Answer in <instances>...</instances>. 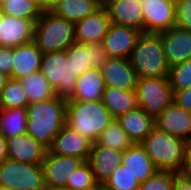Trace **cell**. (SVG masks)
Segmentation results:
<instances>
[{"instance_id": "6da1fadb", "label": "cell", "mask_w": 191, "mask_h": 190, "mask_svg": "<svg viewBox=\"0 0 191 190\" xmlns=\"http://www.w3.org/2000/svg\"><path fill=\"white\" fill-rule=\"evenodd\" d=\"M66 105L67 101L58 96L30 103L26 108V133L49 149L55 136L66 125Z\"/></svg>"}, {"instance_id": "7a4b0ae2", "label": "cell", "mask_w": 191, "mask_h": 190, "mask_svg": "<svg viewBox=\"0 0 191 190\" xmlns=\"http://www.w3.org/2000/svg\"><path fill=\"white\" fill-rule=\"evenodd\" d=\"M115 119L101 100L67 101L66 125L95 143Z\"/></svg>"}, {"instance_id": "3957f363", "label": "cell", "mask_w": 191, "mask_h": 190, "mask_svg": "<svg viewBox=\"0 0 191 190\" xmlns=\"http://www.w3.org/2000/svg\"><path fill=\"white\" fill-rule=\"evenodd\" d=\"M129 60L138 79L168 76L170 67L159 33L142 32Z\"/></svg>"}, {"instance_id": "277c9868", "label": "cell", "mask_w": 191, "mask_h": 190, "mask_svg": "<svg viewBox=\"0 0 191 190\" xmlns=\"http://www.w3.org/2000/svg\"><path fill=\"white\" fill-rule=\"evenodd\" d=\"M140 144L145 148L158 170L183 174L184 139L159 131L154 127Z\"/></svg>"}, {"instance_id": "5b68a950", "label": "cell", "mask_w": 191, "mask_h": 190, "mask_svg": "<svg viewBox=\"0 0 191 190\" xmlns=\"http://www.w3.org/2000/svg\"><path fill=\"white\" fill-rule=\"evenodd\" d=\"M33 41L43 54L66 50L75 42L74 22L43 10L35 23Z\"/></svg>"}, {"instance_id": "8992f818", "label": "cell", "mask_w": 191, "mask_h": 190, "mask_svg": "<svg viewBox=\"0 0 191 190\" xmlns=\"http://www.w3.org/2000/svg\"><path fill=\"white\" fill-rule=\"evenodd\" d=\"M138 106L153 120L173 103L168 77L139 78L135 87Z\"/></svg>"}, {"instance_id": "52a82bcc", "label": "cell", "mask_w": 191, "mask_h": 190, "mask_svg": "<svg viewBox=\"0 0 191 190\" xmlns=\"http://www.w3.org/2000/svg\"><path fill=\"white\" fill-rule=\"evenodd\" d=\"M39 71L47 79L59 98L70 100L76 88V77L69 68L66 50L43 54Z\"/></svg>"}, {"instance_id": "ba28073f", "label": "cell", "mask_w": 191, "mask_h": 190, "mask_svg": "<svg viewBox=\"0 0 191 190\" xmlns=\"http://www.w3.org/2000/svg\"><path fill=\"white\" fill-rule=\"evenodd\" d=\"M0 185L10 190H44L42 165L6 159L0 164Z\"/></svg>"}, {"instance_id": "9c48e42d", "label": "cell", "mask_w": 191, "mask_h": 190, "mask_svg": "<svg viewBox=\"0 0 191 190\" xmlns=\"http://www.w3.org/2000/svg\"><path fill=\"white\" fill-rule=\"evenodd\" d=\"M70 72L76 78L92 68H100L110 59L102 43L81 44L74 42L66 49Z\"/></svg>"}, {"instance_id": "30bf717a", "label": "cell", "mask_w": 191, "mask_h": 190, "mask_svg": "<svg viewBox=\"0 0 191 190\" xmlns=\"http://www.w3.org/2000/svg\"><path fill=\"white\" fill-rule=\"evenodd\" d=\"M141 34L137 28L111 23L102 45L110 58L129 59Z\"/></svg>"}, {"instance_id": "8fae6325", "label": "cell", "mask_w": 191, "mask_h": 190, "mask_svg": "<svg viewBox=\"0 0 191 190\" xmlns=\"http://www.w3.org/2000/svg\"><path fill=\"white\" fill-rule=\"evenodd\" d=\"M145 33H160L174 27L175 7L169 0H141Z\"/></svg>"}, {"instance_id": "7c38bea8", "label": "cell", "mask_w": 191, "mask_h": 190, "mask_svg": "<svg viewBox=\"0 0 191 190\" xmlns=\"http://www.w3.org/2000/svg\"><path fill=\"white\" fill-rule=\"evenodd\" d=\"M83 162L79 157L54 155L48 150L41 164L46 186L65 188L68 178Z\"/></svg>"}, {"instance_id": "4fadbf2b", "label": "cell", "mask_w": 191, "mask_h": 190, "mask_svg": "<svg viewBox=\"0 0 191 190\" xmlns=\"http://www.w3.org/2000/svg\"><path fill=\"white\" fill-rule=\"evenodd\" d=\"M111 21L102 5L94 13L74 23L75 42L81 44L102 43Z\"/></svg>"}, {"instance_id": "5bb4252c", "label": "cell", "mask_w": 191, "mask_h": 190, "mask_svg": "<svg viewBox=\"0 0 191 190\" xmlns=\"http://www.w3.org/2000/svg\"><path fill=\"white\" fill-rule=\"evenodd\" d=\"M159 34L169 67L191 59V31L173 27Z\"/></svg>"}, {"instance_id": "9a60e30c", "label": "cell", "mask_w": 191, "mask_h": 190, "mask_svg": "<svg viewBox=\"0 0 191 190\" xmlns=\"http://www.w3.org/2000/svg\"><path fill=\"white\" fill-rule=\"evenodd\" d=\"M100 71L106 87L135 90L138 78L129 59L110 58L100 67Z\"/></svg>"}, {"instance_id": "2e32d148", "label": "cell", "mask_w": 191, "mask_h": 190, "mask_svg": "<svg viewBox=\"0 0 191 190\" xmlns=\"http://www.w3.org/2000/svg\"><path fill=\"white\" fill-rule=\"evenodd\" d=\"M91 147L92 142L89 139L65 125L48 150L54 155L79 157L87 161Z\"/></svg>"}, {"instance_id": "e0dca14e", "label": "cell", "mask_w": 191, "mask_h": 190, "mask_svg": "<svg viewBox=\"0 0 191 190\" xmlns=\"http://www.w3.org/2000/svg\"><path fill=\"white\" fill-rule=\"evenodd\" d=\"M111 23L137 28L144 32V17L140 0H103Z\"/></svg>"}, {"instance_id": "ac0fdd59", "label": "cell", "mask_w": 191, "mask_h": 190, "mask_svg": "<svg viewBox=\"0 0 191 190\" xmlns=\"http://www.w3.org/2000/svg\"><path fill=\"white\" fill-rule=\"evenodd\" d=\"M8 159L26 164H42L48 149L29 134L6 138Z\"/></svg>"}, {"instance_id": "d6986e66", "label": "cell", "mask_w": 191, "mask_h": 190, "mask_svg": "<svg viewBox=\"0 0 191 190\" xmlns=\"http://www.w3.org/2000/svg\"><path fill=\"white\" fill-rule=\"evenodd\" d=\"M35 23L3 14L0 21V46L13 48L33 41Z\"/></svg>"}, {"instance_id": "ffe728a7", "label": "cell", "mask_w": 191, "mask_h": 190, "mask_svg": "<svg viewBox=\"0 0 191 190\" xmlns=\"http://www.w3.org/2000/svg\"><path fill=\"white\" fill-rule=\"evenodd\" d=\"M154 127L172 136L188 139L191 137V112L173 102L154 120Z\"/></svg>"}, {"instance_id": "44dd1931", "label": "cell", "mask_w": 191, "mask_h": 190, "mask_svg": "<svg viewBox=\"0 0 191 190\" xmlns=\"http://www.w3.org/2000/svg\"><path fill=\"white\" fill-rule=\"evenodd\" d=\"M123 153L124 151L121 150L92 143L87 162L99 184H103L115 167L121 164Z\"/></svg>"}, {"instance_id": "7402d4cb", "label": "cell", "mask_w": 191, "mask_h": 190, "mask_svg": "<svg viewBox=\"0 0 191 190\" xmlns=\"http://www.w3.org/2000/svg\"><path fill=\"white\" fill-rule=\"evenodd\" d=\"M43 53L34 41L14 47L12 75L9 78L21 79L39 71Z\"/></svg>"}, {"instance_id": "603a6c76", "label": "cell", "mask_w": 191, "mask_h": 190, "mask_svg": "<svg viewBox=\"0 0 191 190\" xmlns=\"http://www.w3.org/2000/svg\"><path fill=\"white\" fill-rule=\"evenodd\" d=\"M121 164L140 182L153 176L158 169L140 143H133L123 153Z\"/></svg>"}, {"instance_id": "cb8c5ba5", "label": "cell", "mask_w": 191, "mask_h": 190, "mask_svg": "<svg viewBox=\"0 0 191 190\" xmlns=\"http://www.w3.org/2000/svg\"><path fill=\"white\" fill-rule=\"evenodd\" d=\"M106 84L103 80L100 68H92L77 77L76 88L73 97L67 101H99Z\"/></svg>"}, {"instance_id": "d4e9b609", "label": "cell", "mask_w": 191, "mask_h": 190, "mask_svg": "<svg viewBox=\"0 0 191 190\" xmlns=\"http://www.w3.org/2000/svg\"><path fill=\"white\" fill-rule=\"evenodd\" d=\"M116 120L133 143H141L154 128V120L139 106Z\"/></svg>"}, {"instance_id": "484cf974", "label": "cell", "mask_w": 191, "mask_h": 190, "mask_svg": "<svg viewBox=\"0 0 191 190\" xmlns=\"http://www.w3.org/2000/svg\"><path fill=\"white\" fill-rule=\"evenodd\" d=\"M102 5L103 0H57L50 11L75 23L94 13Z\"/></svg>"}, {"instance_id": "4316f807", "label": "cell", "mask_w": 191, "mask_h": 190, "mask_svg": "<svg viewBox=\"0 0 191 190\" xmlns=\"http://www.w3.org/2000/svg\"><path fill=\"white\" fill-rule=\"evenodd\" d=\"M101 101L114 119L138 107L135 90L126 91L119 90L118 88L106 87Z\"/></svg>"}, {"instance_id": "83f0119b", "label": "cell", "mask_w": 191, "mask_h": 190, "mask_svg": "<svg viewBox=\"0 0 191 190\" xmlns=\"http://www.w3.org/2000/svg\"><path fill=\"white\" fill-rule=\"evenodd\" d=\"M29 103L42 102L56 96L55 90L40 71L20 79Z\"/></svg>"}, {"instance_id": "f1b7e54d", "label": "cell", "mask_w": 191, "mask_h": 190, "mask_svg": "<svg viewBox=\"0 0 191 190\" xmlns=\"http://www.w3.org/2000/svg\"><path fill=\"white\" fill-rule=\"evenodd\" d=\"M26 123V109H0V134L5 138L26 134Z\"/></svg>"}, {"instance_id": "f546056e", "label": "cell", "mask_w": 191, "mask_h": 190, "mask_svg": "<svg viewBox=\"0 0 191 190\" xmlns=\"http://www.w3.org/2000/svg\"><path fill=\"white\" fill-rule=\"evenodd\" d=\"M0 8L4 15L27 19L31 22H36L43 11L36 0H0Z\"/></svg>"}, {"instance_id": "4dcf8cb0", "label": "cell", "mask_w": 191, "mask_h": 190, "mask_svg": "<svg viewBox=\"0 0 191 190\" xmlns=\"http://www.w3.org/2000/svg\"><path fill=\"white\" fill-rule=\"evenodd\" d=\"M27 94L19 79L9 78L0 94V109L23 108L29 105Z\"/></svg>"}, {"instance_id": "1f68e13d", "label": "cell", "mask_w": 191, "mask_h": 190, "mask_svg": "<svg viewBox=\"0 0 191 190\" xmlns=\"http://www.w3.org/2000/svg\"><path fill=\"white\" fill-rule=\"evenodd\" d=\"M96 143L121 151L133 144L116 119L102 131Z\"/></svg>"}, {"instance_id": "d6a6232c", "label": "cell", "mask_w": 191, "mask_h": 190, "mask_svg": "<svg viewBox=\"0 0 191 190\" xmlns=\"http://www.w3.org/2000/svg\"><path fill=\"white\" fill-rule=\"evenodd\" d=\"M99 183L87 161H84L67 180V190H95Z\"/></svg>"}, {"instance_id": "836d02e7", "label": "cell", "mask_w": 191, "mask_h": 190, "mask_svg": "<svg viewBox=\"0 0 191 190\" xmlns=\"http://www.w3.org/2000/svg\"><path fill=\"white\" fill-rule=\"evenodd\" d=\"M103 184L111 190H138L140 187V182L122 164L115 167Z\"/></svg>"}, {"instance_id": "e575fe53", "label": "cell", "mask_w": 191, "mask_h": 190, "mask_svg": "<svg viewBox=\"0 0 191 190\" xmlns=\"http://www.w3.org/2000/svg\"><path fill=\"white\" fill-rule=\"evenodd\" d=\"M167 77L173 93L191 87V59L170 67Z\"/></svg>"}, {"instance_id": "d590c367", "label": "cell", "mask_w": 191, "mask_h": 190, "mask_svg": "<svg viewBox=\"0 0 191 190\" xmlns=\"http://www.w3.org/2000/svg\"><path fill=\"white\" fill-rule=\"evenodd\" d=\"M177 172L158 170L153 176L140 183L138 190H173Z\"/></svg>"}, {"instance_id": "8d00e7d4", "label": "cell", "mask_w": 191, "mask_h": 190, "mask_svg": "<svg viewBox=\"0 0 191 190\" xmlns=\"http://www.w3.org/2000/svg\"><path fill=\"white\" fill-rule=\"evenodd\" d=\"M174 27L191 31V0H183L176 5Z\"/></svg>"}, {"instance_id": "74e56055", "label": "cell", "mask_w": 191, "mask_h": 190, "mask_svg": "<svg viewBox=\"0 0 191 190\" xmlns=\"http://www.w3.org/2000/svg\"><path fill=\"white\" fill-rule=\"evenodd\" d=\"M14 47L0 46V72L12 75Z\"/></svg>"}, {"instance_id": "f35d334b", "label": "cell", "mask_w": 191, "mask_h": 190, "mask_svg": "<svg viewBox=\"0 0 191 190\" xmlns=\"http://www.w3.org/2000/svg\"><path fill=\"white\" fill-rule=\"evenodd\" d=\"M173 102L184 110L191 112V87L175 91Z\"/></svg>"}, {"instance_id": "ab89813d", "label": "cell", "mask_w": 191, "mask_h": 190, "mask_svg": "<svg viewBox=\"0 0 191 190\" xmlns=\"http://www.w3.org/2000/svg\"><path fill=\"white\" fill-rule=\"evenodd\" d=\"M173 190H191V177L182 173L176 175Z\"/></svg>"}, {"instance_id": "60d3db41", "label": "cell", "mask_w": 191, "mask_h": 190, "mask_svg": "<svg viewBox=\"0 0 191 190\" xmlns=\"http://www.w3.org/2000/svg\"><path fill=\"white\" fill-rule=\"evenodd\" d=\"M183 174H191V137L185 139Z\"/></svg>"}, {"instance_id": "b9f144b4", "label": "cell", "mask_w": 191, "mask_h": 190, "mask_svg": "<svg viewBox=\"0 0 191 190\" xmlns=\"http://www.w3.org/2000/svg\"><path fill=\"white\" fill-rule=\"evenodd\" d=\"M6 159H8L7 140L2 134H0V164H2Z\"/></svg>"}, {"instance_id": "7bdbcfd3", "label": "cell", "mask_w": 191, "mask_h": 190, "mask_svg": "<svg viewBox=\"0 0 191 190\" xmlns=\"http://www.w3.org/2000/svg\"><path fill=\"white\" fill-rule=\"evenodd\" d=\"M36 2L42 10H50L57 0H36Z\"/></svg>"}, {"instance_id": "ee69618b", "label": "cell", "mask_w": 191, "mask_h": 190, "mask_svg": "<svg viewBox=\"0 0 191 190\" xmlns=\"http://www.w3.org/2000/svg\"><path fill=\"white\" fill-rule=\"evenodd\" d=\"M8 79L9 77L6 74L0 72V94L2 92V89L6 86V82Z\"/></svg>"}, {"instance_id": "f6af8a7d", "label": "cell", "mask_w": 191, "mask_h": 190, "mask_svg": "<svg viewBox=\"0 0 191 190\" xmlns=\"http://www.w3.org/2000/svg\"><path fill=\"white\" fill-rule=\"evenodd\" d=\"M95 190H111V189L106 187L104 184H98Z\"/></svg>"}, {"instance_id": "bcb514c9", "label": "cell", "mask_w": 191, "mask_h": 190, "mask_svg": "<svg viewBox=\"0 0 191 190\" xmlns=\"http://www.w3.org/2000/svg\"><path fill=\"white\" fill-rule=\"evenodd\" d=\"M44 190H67V189L61 188V187H48V186H46V188Z\"/></svg>"}, {"instance_id": "7dc6e473", "label": "cell", "mask_w": 191, "mask_h": 190, "mask_svg": "<svg viewBox=\"0 0 191 190\" xmlns=\"http://www.w3.org/2000/svg\"><path fill=\"white\" fill-rule=\"evenodd\" d=\"M174 5H177L179 2H182L183 0H169Z\"/></svg>"}, {"instance_id": "c3c4849f", "label": "cell", "mask_w": 191, "mask_h": 190, "mask_svg": "<svg viewBox=\"0 0 191 190\" xmlns=\"http://www.w3.org/2000/svg\"><path fill=\"white\" fill-rule=\"evenodd\" d=\"M0 190H10V189L6 188L5 186L0 185Z\"/></svg>"}, {"instance_id": "681fc988", "label": "cell", "mask_w": 191, "mask_h": 190, "mask_svg": "<svg viewBox=\"0 0 191 190\" xmlns=\"http://www.w3.org/2000/svg\"><path fill=\"white\" fill-rule=\"evenodd\" d=\"M2 16H3V13H2V10L0 8V21H1Z\"/></svg>"}]
</instances>
